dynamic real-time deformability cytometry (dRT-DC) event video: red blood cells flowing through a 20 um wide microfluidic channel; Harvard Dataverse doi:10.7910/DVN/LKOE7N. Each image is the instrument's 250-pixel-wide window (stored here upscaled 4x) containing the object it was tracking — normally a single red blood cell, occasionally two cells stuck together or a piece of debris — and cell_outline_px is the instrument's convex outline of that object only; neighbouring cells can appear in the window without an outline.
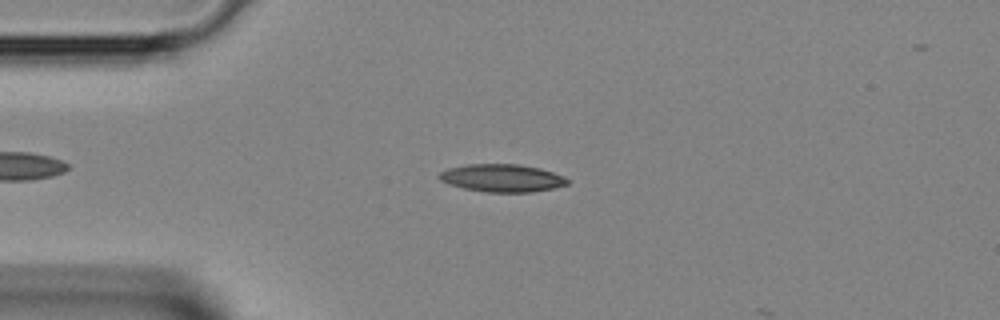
{"species": "Egyptian fruit bat (a non-hibernating species)", "species_latin": "Rousettus aegyptiacus", "temperature_condition": "room temperature", "stored_images_in_passage": 5, "camera_frame_rate_fps": 3000, "um_per_image_px": 0.085, "animal": {"sex": "female"}, "frame": {"image": 1, "passage_image": 2, "time_ms": 0.333, "image_size_px": [1000, 320], "cell_outline_px": [[568, 184], [552, 188], [532, 192], [488, 192], [464, 188], [448, 184], [440, 180], [436, 176], [440, 172], [448, 168], [468, 164], [520, 164], [540, 168], [564, 176], [568, 180]], "centroid_in_image_um": [42.65, 15.12], "position_along_channel_um": 42.4, "area_um2": 20.69}}